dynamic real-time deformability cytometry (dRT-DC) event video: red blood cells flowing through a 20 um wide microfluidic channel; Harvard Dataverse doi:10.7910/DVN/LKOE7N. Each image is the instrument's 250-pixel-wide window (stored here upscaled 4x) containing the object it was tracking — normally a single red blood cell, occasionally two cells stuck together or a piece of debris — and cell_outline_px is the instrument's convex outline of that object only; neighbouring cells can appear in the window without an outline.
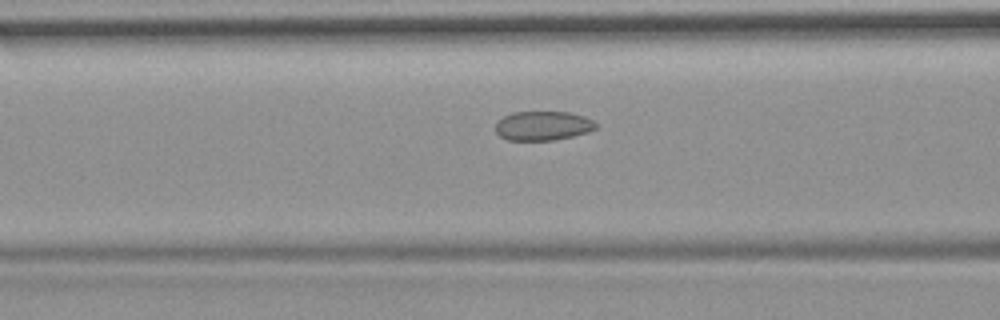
{"species": "common noctule bat (a hibernating species)", "species_latin": "Nyctalus noctula", "temperature_condition": "room temperature", "stored_images_in_passage": 18, "camera_frame_rate_fps": 3000, "um_per_image_px": 0.085, "animal": {"sex": "female", "body_mass_g": 19.9}, "frame": {"image": 1, "passage_image": 16, "time_ms": 5.0, "image_size_px": [1000, 320], "cell_outline_px": [[596, 128], [588, 132], [572, 136], [552, 140], [508, 140], [500, 136], [496, 132], [496, 124], [504, 116], [512, 112], [568, 112], [584, 116], [592, 120], [596, 124]], "centroid_in_image_um": [46.14, 10.69], "position_along_channel_um": 120.5, "area_um2": 16.94}}